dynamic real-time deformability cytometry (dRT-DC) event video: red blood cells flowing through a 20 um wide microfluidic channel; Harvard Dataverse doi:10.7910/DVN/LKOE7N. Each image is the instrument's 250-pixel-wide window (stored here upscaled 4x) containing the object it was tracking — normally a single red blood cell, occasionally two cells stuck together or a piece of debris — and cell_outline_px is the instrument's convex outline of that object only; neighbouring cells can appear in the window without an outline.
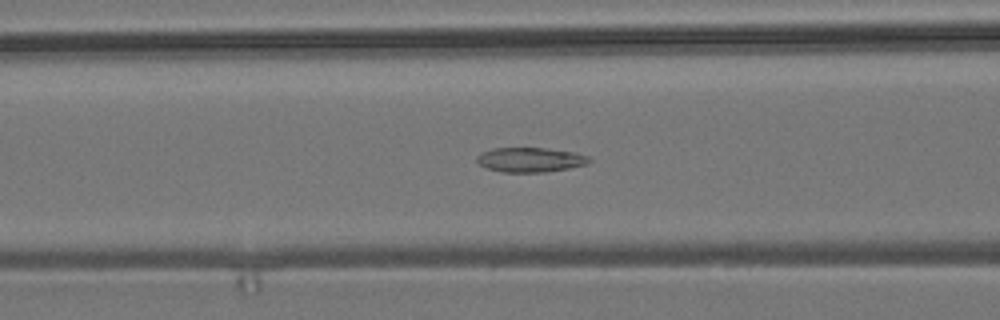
{"species": "common noctule bat (a hibernating species)", "species_latin": "Nyctalus noctula", "temperature_condition": "room temperature", "stored_images_in_passage": 46, "camera_frame_rate_fps": 3000, "um_per_image_px": 0.085, "animal": {"sex": "male", "body_mass_g": 19.2, "forearm_length_mm": 51.8}, "frame": {"image": 1, "passage_image": 19, "time_ms": 6.0, "image_size_px": [1000, 320], "cell_outline_px": [[592, 160], [588, 164], [568, 168], [544, 172], [504, 172], [488, 168], [480, 164], [476, 160], [476, 156], [480, 152], [492, 148], [544, 148], [576, 152], [588, 156]], "centroid_in_image_um": [45.08, 13.57], "position_along_channel_um": 121.5, "area_um2": 16.13}}
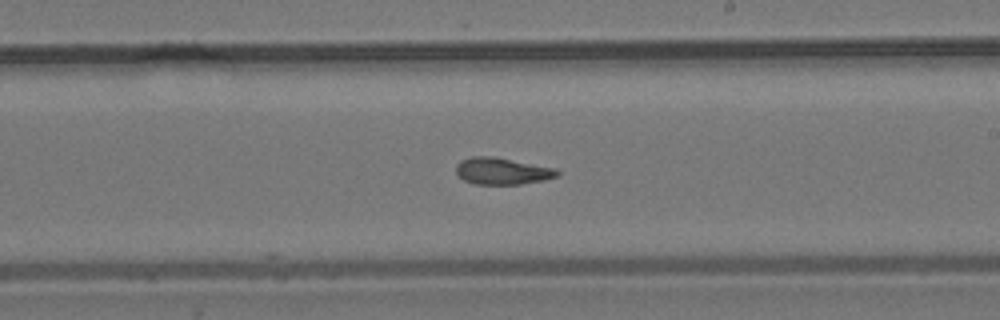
{"frame": {"image": 2, "passage_image": 29, "time_ms": 9.333, "image_size_px": [1000, 320], "cell_outline_px": [[560, 176], [544, 180], [520, 184], [476, 184], [464, 180], [456, 172], [456, 164], [460, 160], [472, 156], [492, 156], [556, 168], [560, 172]], "centroid_in_image_um": [42.7, 14.54], "position_along_channel_um": 246.3, "area_um2": 15.84}}
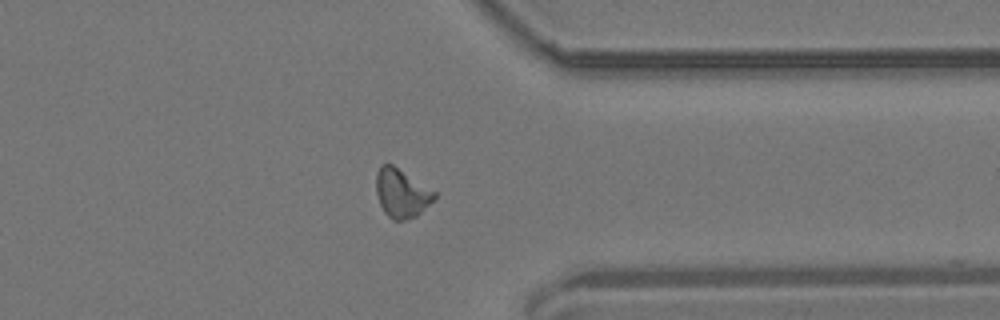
{"frame": {"image": 3, "passage_image": 40, "time_ms": 13.0, "image_size_px": [1000, 320], "cell_outline_px": [[436, 196], [416, 216], [408, 220], [392, 220], [384, 212], [380, 204], [376, 192], [376, 172], [380, 164], [392, 164], [436, 192]], "centroid_in_image_um": [34.09, 16.42], "position_along_channel_um": 377.3, "area_um2": 16.36}, "authors_computed_cell_mechanics": {"area_um2": 16.3285, "velocity_mm_per_s": 3.7426, "shape_relaxation_time_tau1_ms": null, "shape_relaxation_time_tau2_ms": 3.01, "deformation_change_tau1": null, "deformation_change_tau2": 0.1093}}